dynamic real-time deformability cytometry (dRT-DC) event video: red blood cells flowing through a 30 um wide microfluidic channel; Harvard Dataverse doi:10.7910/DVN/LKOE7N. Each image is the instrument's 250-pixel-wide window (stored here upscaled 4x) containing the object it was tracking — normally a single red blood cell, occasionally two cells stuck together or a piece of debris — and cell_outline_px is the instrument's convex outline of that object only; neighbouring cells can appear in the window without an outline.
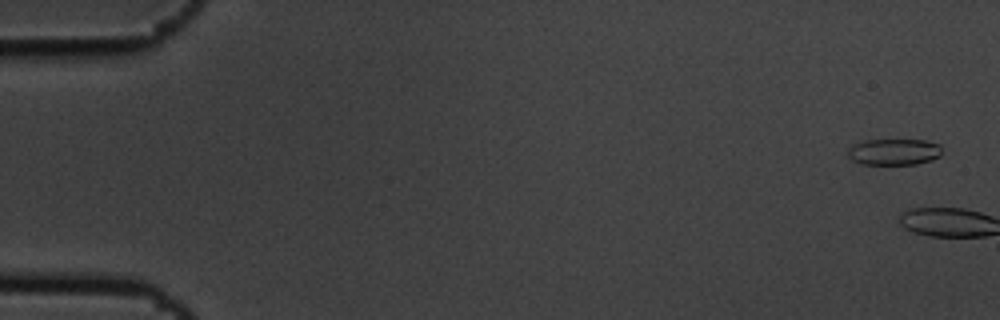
{"species": "common noctule bat (a hibernating species)", "species_latin": "Nyctalus noctula", "temperature_condition": "cold", "stored_images_in_passage": 5, "camera_frame_rate_fps": 3000, "um_per_image_px": 0.085, "animal": {"sex": "male", "body_mass_g": 19.5, "forearm_length_mm": 54.6}, "frame": {"image": 1, "passage_image": 1, "time_ms": 0.0, "image_size_px": [1000, 320], "cell_outline_px": [[940, 156], [932, 160], [916, 164], [860, 164], [852, 160], [848, 156], [848, 148], [852, 144], [864, 140], [924, 140], [940, 144]], "centroid_in_image_um": [75.96, 12.91], "position_along_channel_um": 9.0, "area_um2": 14.51}}